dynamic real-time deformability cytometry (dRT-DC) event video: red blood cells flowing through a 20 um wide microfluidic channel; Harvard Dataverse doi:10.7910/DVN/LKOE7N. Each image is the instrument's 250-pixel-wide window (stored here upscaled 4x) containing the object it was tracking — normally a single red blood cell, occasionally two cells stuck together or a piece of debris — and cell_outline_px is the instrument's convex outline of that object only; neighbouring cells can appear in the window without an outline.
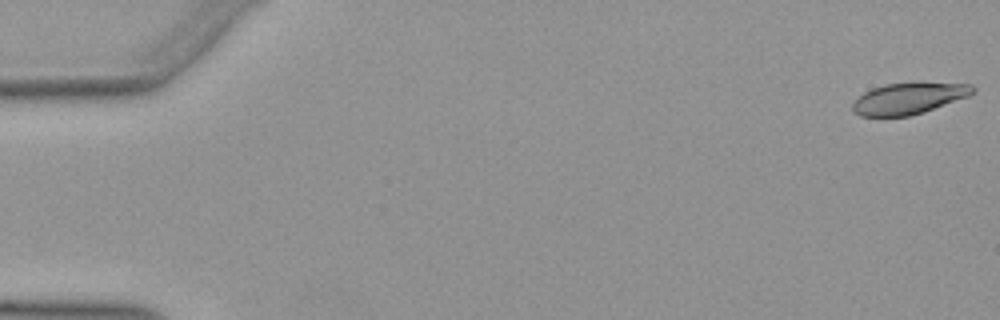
{"species": "Egyptian fruit bat (a non-hibernating species)", "species_latin": "Rousettus aegyptiacus", "temperature_condition": "warm", "stored_images_in_passage": 52, "camera_frame_rate_fps": 3000, "um_per_image_px": 0.085, "animal": {"sex": "female"}, "frame": {"image": 1, "passage_image": 1, "time_ms": 0.0, "image_size_px": [1000, 320], "cell_outline_px": [[976, 92], [968, 96], [924, 112], [912, 116], [860, 116], [852, 108], [852, 104], [864, 92], [872, 88], [884, 84], [912, 80], [972, 84], [976, 88]], "centroid_in_image_um": [77.3, 8.31], "position_along_channel_um": 7.7, "area_um2": 22.66}}
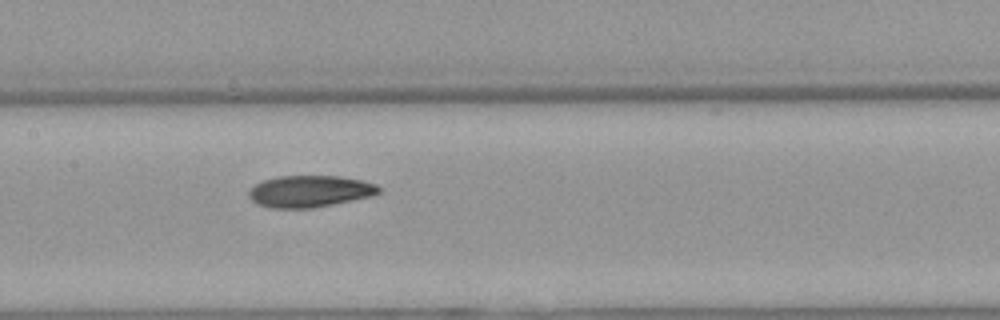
{"frame": {"image": 2, "passage_image": 26, "time_ms": 8.333, "image_size_px": [1000, 320], "cell_outline_px": [[380, 192], [372, 196], [312, 208], [272, 208], [256, 204], [248, 196], [248, 192], [256, 184], [264, 180], [276, 176], [340, 176], [360, 180], [376, 184], [380, 188]], "centroid_in_image_um": [26.31, 16.26], "position_along_channel_um": 181.1, "area_um2": 23.93}}
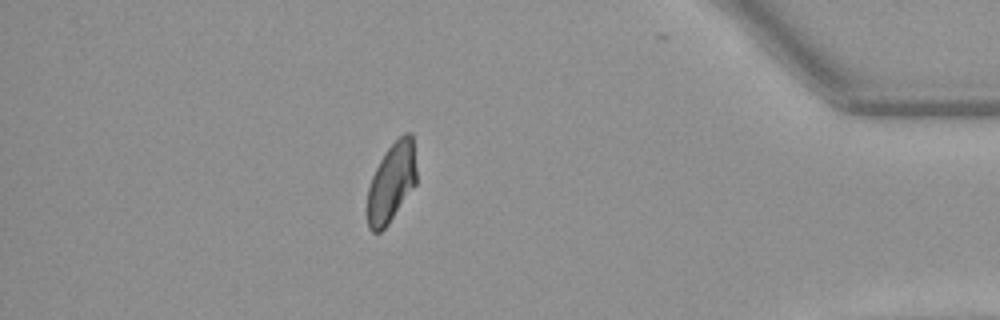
{"frame": {"image": 3, "passage_image": 46, "time_ms": 15.0, "image_size_px": [1000, 320], "cell_outline_px": [[416, 184], [388, 224], [380, 232], [372, 232], [368, 228], [368, 188], [372, 176], [384, 152], [404, 132], [412, 132], [416, 168]], "centroid_in_image_um": [33.28, 15.49], "position_along_channel_um": 401.9, "area_um2": 22.54}, "authors_computed_cell_mechanics": {"area_um2": 23.987, "velocity_mm_per_s": 3.9346, "shape_relaxation_time_tau1_ms": 8.3167, "shape_relaxation_time_tau2_ms": 3.2057, "deformation_change_tau1": 0.2116, "deformation_change_tau2": 0.0884}}